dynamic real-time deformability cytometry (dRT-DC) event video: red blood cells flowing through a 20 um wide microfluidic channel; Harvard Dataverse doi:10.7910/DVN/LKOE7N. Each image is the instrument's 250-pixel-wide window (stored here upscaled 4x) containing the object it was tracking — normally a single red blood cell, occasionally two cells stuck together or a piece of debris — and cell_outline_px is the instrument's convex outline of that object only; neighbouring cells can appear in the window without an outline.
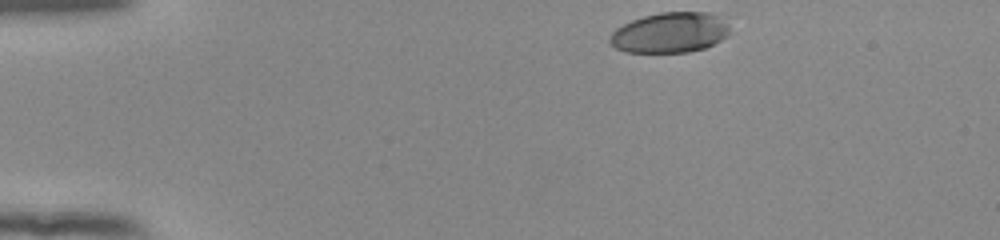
{"species": "human", "species_latin": "Homo sapiens", "temperature_condition": "room temperature", "stored_images_in_passage": 39, "camera_frame_rate_fps": 3000, "um_per_image_px": 0.085, "donor": {"sex": "female"}, "frame": {"image": 1, "passage_image": 1, "time_ms": 0.0, "image_size_px": [1000, 240], "cell_outline_px": [[728, 36], [704, 48], [688, 52], [624, 52], [608, 44], [608, 40], [612, 32], [616, 28], [632, 20], [644, 16], [660, 12], [720, 12], [728, 16]], "centroid_in_image_um": [57.0, 2.74], "position_along_channel_um": 28.0, "area_um2": 28.78}}
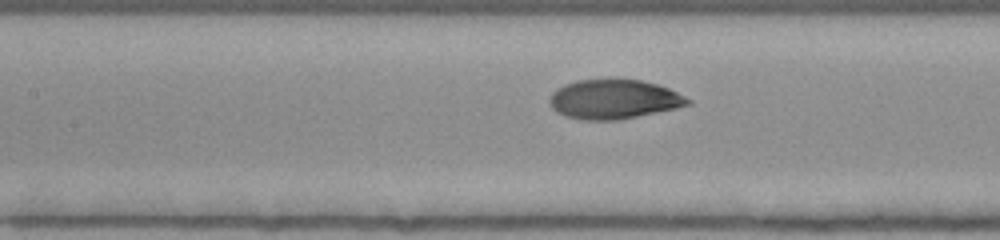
{"frame": {"image": 2, "passage_image": 17, "time_ms": 5.333, "image_size_px": [1000, 240], "cell_outline_px": [[692, 104], [676, 108], [620, 120], [580, 120], [564, 116], [556, 112], [548, 104], [548, 100], [552, 92], [556, 88], [564, 84], [576, 80], [640, 80], [656, 84], [668, 88], [692, 100]], "centroid_in_image_um": [52.13, 8.45], "position_along_channel_um": 155.3, "area_um2": 31.85}}
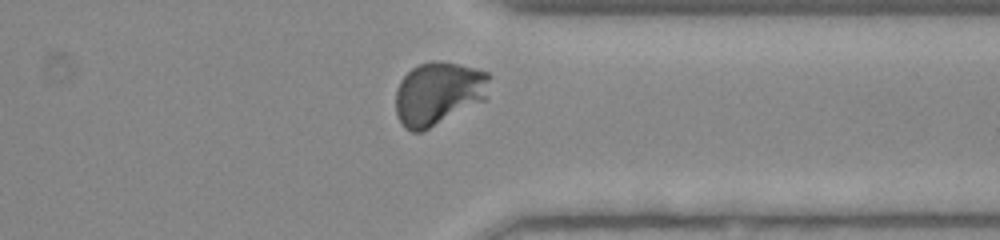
{"frame": {"image": 3, "passage_image": 34, "time_ms": 11.0, "image_size_px": [1000, 240], "cell_outline_px": [[492, 76], [488, 96], [484, 100], [420, 132], [412, 132], [404, 128], [396, 116], [396, 92], [400, 80], [412, 68], [420, 64], [432, 60], [436, 60], [476, 68], [488, 72]], "centroid_in_image_um": [37.28, 7.92], "position_along_channel_um": 374.1, "area_um2": 34.62}, "authors_computed_cell_mechanics": {"area_um2": 31.9056, "velocity_mm_per_s": 3.8874, "shape_relaxation_time_tau1_ms": 4.3517, "shape_relaxation_time_tau2_ms": null, "deformation_change_tau1": 0.1944, "deformation_change_tau2": null}}